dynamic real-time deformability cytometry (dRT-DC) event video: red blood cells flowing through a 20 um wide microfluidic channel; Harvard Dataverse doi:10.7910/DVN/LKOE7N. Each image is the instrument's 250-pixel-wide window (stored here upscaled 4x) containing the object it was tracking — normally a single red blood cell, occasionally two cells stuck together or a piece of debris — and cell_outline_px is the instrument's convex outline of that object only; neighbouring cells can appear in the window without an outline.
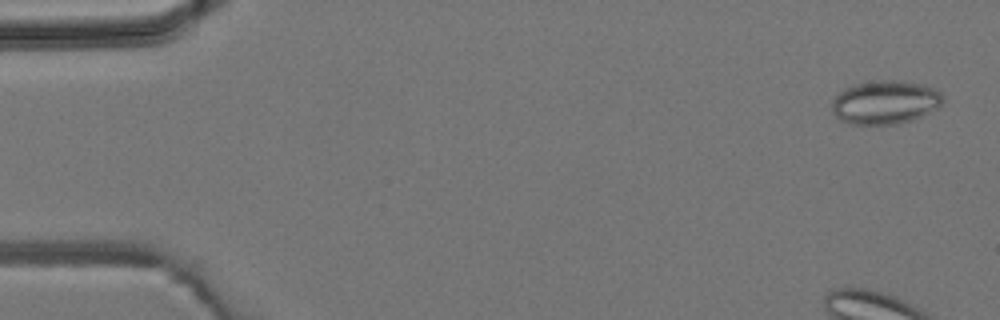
{"species": "common noctule bat (a hibernating species)", "species_latin": "Nyctalus noctula", "temperature_condition": "room temperature", "stored_images_in_passage": 5, "camera_frame_rate_fps": 3000, "um_per_image_px": 0.085, "animal": {"sex": "male", "body_mass_g": 19.2, "forearm_length_mm": 51.8}, "frame": {"image": 1, "passage_image": 1, "time_ms": 0.0, "image_size_px": [1000, 320], "cell_outline_px": [[940, 104], [936, 108], [912, 120], [900, 124], [848, 124], [840, 120], [832, 112], [832, 100], [844, 88], [852, 84], [872, 80], [904, 80], [924, 84], [936, 88], [940, 92]], "centroid_in_image_um": [75.19, 8.67], "position_along_channel_um": 9.8, "area_um2": 28.38}}